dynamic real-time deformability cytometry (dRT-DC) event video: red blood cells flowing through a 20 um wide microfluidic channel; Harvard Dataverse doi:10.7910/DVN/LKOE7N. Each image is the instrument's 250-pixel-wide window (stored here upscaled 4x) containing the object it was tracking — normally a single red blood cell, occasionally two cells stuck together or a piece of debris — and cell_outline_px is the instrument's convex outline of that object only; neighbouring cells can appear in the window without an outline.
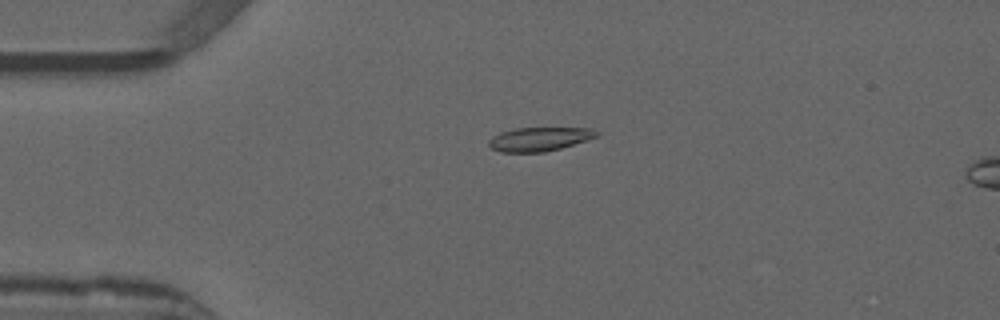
{"species": "common noctule bat (a hibernating species)", "species_latin": "Nyctalus noctula", "temperature_condition": "warm", "stored_images_in_passage": 38, "camera_frame_rate_fps": 3000, "um_per_image_px": 0.085, "animal": {"sex": "male", "forearm_length_mm": 52.5}, "frame": {"image": 1, "passage_image": 13, "time_ms": 4.0, "image_size_px": [1000, 320], "cell_outline_px": [[600, 136], [560, 148], [544, 152], [500, 152], [488, 148], [488, 140], [492, 136], [500, 132], [516, 128], [592, 128]], "centroid_in_image_um": [45.79, 11.83], "position_along_channel_um": 39.2, "area_um2": 15.03}}
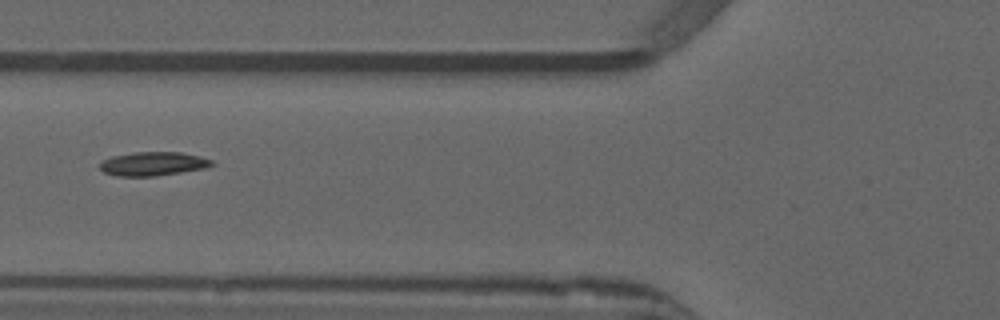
{"frame": {"image": 2, "passage_image": 21, "time_ms": 6.667, "image_size_px": [1000, 320], "cell_outline_px": [[216, 164], [204, 168], [180, 172], [152, 176], [116, 176], [104, 172], [100, 168], [100, 164], [104, 160], [112, 156], [136, 152], [180, 152], [200, 156], [212, 160]], "centroid_in_image_um": [13.02, 13.92], "position_along_channel_um": 112.8, "area_um2": 15.37}}
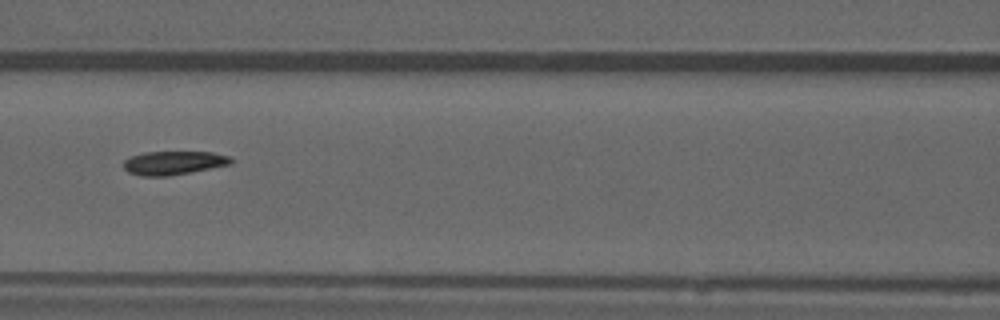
{"frame": {"image": 3, "passage_image": 24, "time_ms": 7.667, "image_size_px": [1000, 320], "cell_outline_px": [[232, 164], [192, 172], [168, 176], [140, 176], [128, 172], [124, 168], [124, 160], [132, 156], [144, 152], [212, 152], [228, 156], [232, 160]], "centroid_in_image_um": [14.75, 13.85], "position_along_channel_um": 151.8, "area_um2": 14.8}}